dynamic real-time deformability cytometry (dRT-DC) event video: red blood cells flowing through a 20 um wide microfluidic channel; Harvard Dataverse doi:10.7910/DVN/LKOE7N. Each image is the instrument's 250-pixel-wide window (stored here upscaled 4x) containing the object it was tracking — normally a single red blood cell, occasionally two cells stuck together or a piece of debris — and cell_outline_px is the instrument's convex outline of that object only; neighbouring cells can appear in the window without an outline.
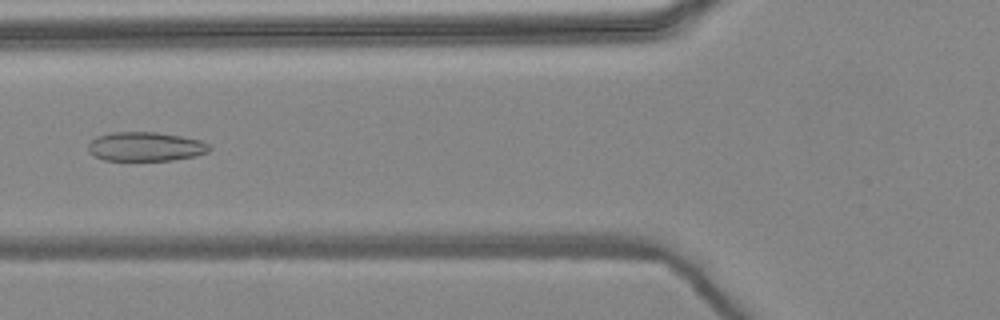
{"species": "common noctule bat (a hibernating species)", "species_latin": "Nyctalus noctula", "temperature_condition": "warm", "stored_images_in_passage": 9, "camera_frame_rate_fps": 3000, "um_per_image_px": 0.085, "animal": {"sex": "female", "body_mass_g": 24.6, "forearm_length_mm": 56.2}, "frame": {"image": 1, "passage_image": 6, "time_ms": 1.667, "image_size_px": [1000, 320], "cell_outline_px": [[212, 148], [208, 152], [196, 156], [172, 160], [104, 160], [88, 152], [88, 144], [96, 136], [112, 132], [156, 132], [180, 136], [200, 140], [208, 144]], "centroid_in_image_um": [12.37, 12.46], "position_along_channel_um": 113.4, "area_um2": 20.58}}
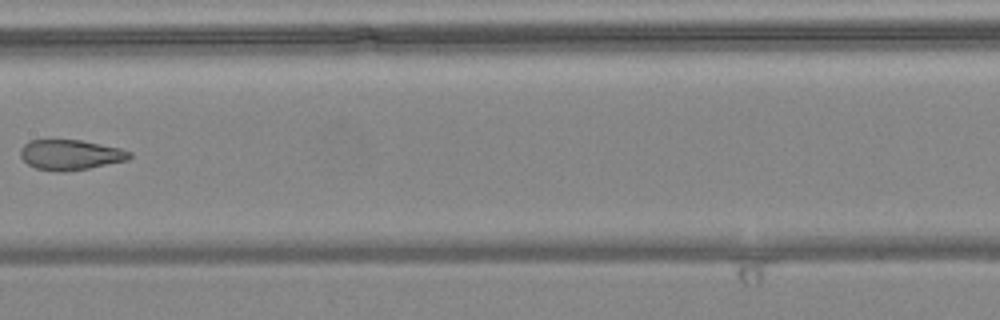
{"frame": {"image": 2, "passage_image": 8, "time_ms": 2.333, "image_size_px": [1000, 320], "cell_outline_px": [[132, 156], [128, 160], [88, 168], [64, 172], [56, 172], [36, 168], [28, 164], [20, 156], [20, 148], [28, 140], [80, 140], [120, 148], [132, 152]], "centroid_in_image_um": [5.97, 13.16], "position_along_channel_um": 201.4, "area_um2": 19.25}}
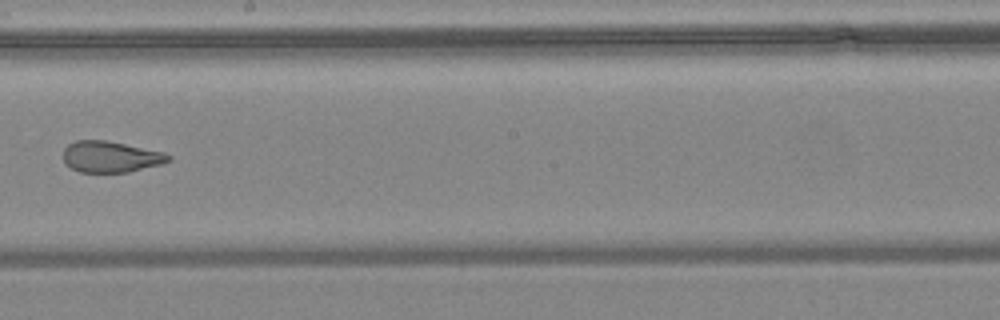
{"frame": {"image": 3, "passage_image": 9, "time_ms": 2.667, "image_size_px": [1000, 320], "cell_outline_px": [[172, 160], [160, 164], [128, 172], [80, 172], [72, 168], [64, 160], [64, 148], [68, 144], [76, 140], [104, 140], [164, 152], [172, 156]], "centroid_in_image_um": [9.42, 13.32], "position_along_channel_um": 238.8, "area_um2": 18.9}}